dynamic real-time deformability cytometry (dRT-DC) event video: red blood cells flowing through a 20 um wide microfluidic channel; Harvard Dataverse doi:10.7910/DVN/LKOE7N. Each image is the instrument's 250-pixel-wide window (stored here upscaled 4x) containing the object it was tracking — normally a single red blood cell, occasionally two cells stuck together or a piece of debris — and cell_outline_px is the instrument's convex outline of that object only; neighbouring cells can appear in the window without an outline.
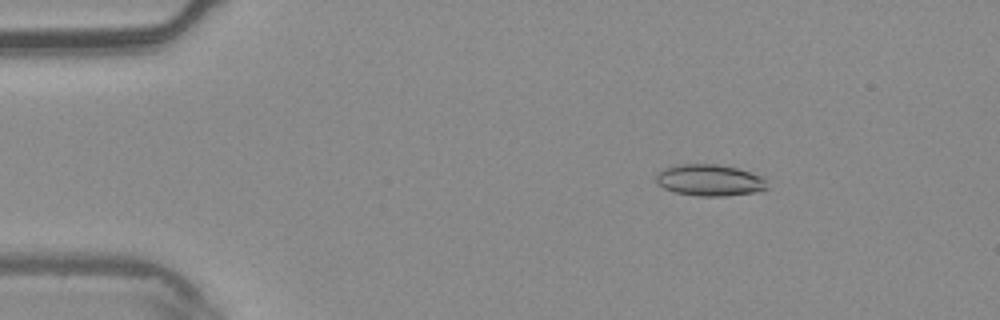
{"species": "common noctule bat (a hibernating species)", "species_latin": "Nyctalus noctula", "temperature_condition": "warm", "stored_images_in_passage": 4, "camera_frame_rate_fps": 3000, "um_per_image_px": 0.085, "animal": {"sex": "male", "body_mass_g": 20.4}, "frame": {"image": 1, "passage_image": 2, "time_ms": 0.333, "image_size_px": [1000, 320], "cell_outline_px": [[768, 188], [760, 192], [724, 196], [696, 196], [676, 192], [664, 188], [656, 180], [656, 176], [664, 168], [680, 164], [716, 164], [736, 168], [764, 176]], "centroid_in_image_um": [60.38, 15.32], "position_along_channel_um": 24.6, "area_um2": 20.4}}